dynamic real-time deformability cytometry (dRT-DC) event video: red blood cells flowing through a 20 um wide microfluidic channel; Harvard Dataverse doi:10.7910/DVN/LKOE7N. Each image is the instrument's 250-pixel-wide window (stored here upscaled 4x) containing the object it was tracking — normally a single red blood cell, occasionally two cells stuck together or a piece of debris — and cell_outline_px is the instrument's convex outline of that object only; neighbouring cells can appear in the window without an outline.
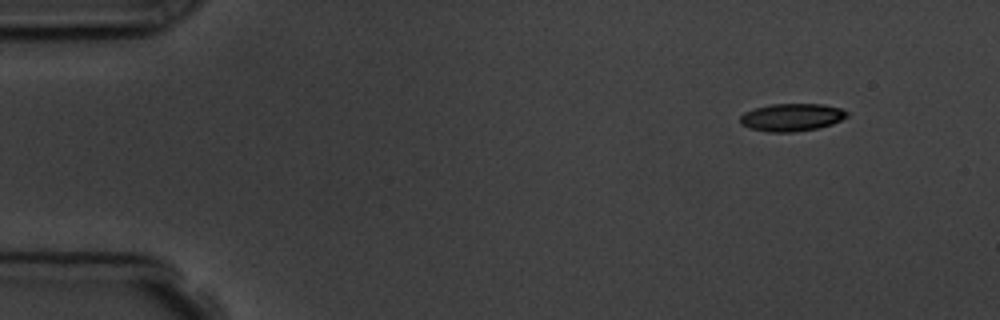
{"species": "common noctule bat (a hibernating species)", "species_latin": "Nyctalus noctula", "temperature_condition": "room temperature", "stored_images_in_passage": 4, "camera_frame_rate_fps": 3000, "um_per_image_px": 0.085, "animal": {"sex": "male", "body_mass_g": 19.5, "forearm_length_mm": 54.6}, "frame": {"image": 1, "passage_image": 1, "time_ms": 0.0, "image_size_px": [1000, 320], "cell_outline_px": [[848, 116], [832, 124], [816, 128], [792, 132], [768, 132], [752, 128], [740, 124], [740, 116], [744, 112], [752, 108], [772, 104], [824, 104], [840, 108], [848, 112]], "centroid_in_image_um": [67.28, 9.96], "position_along_channel_um": 17.7, "area_um2": 17.17}}
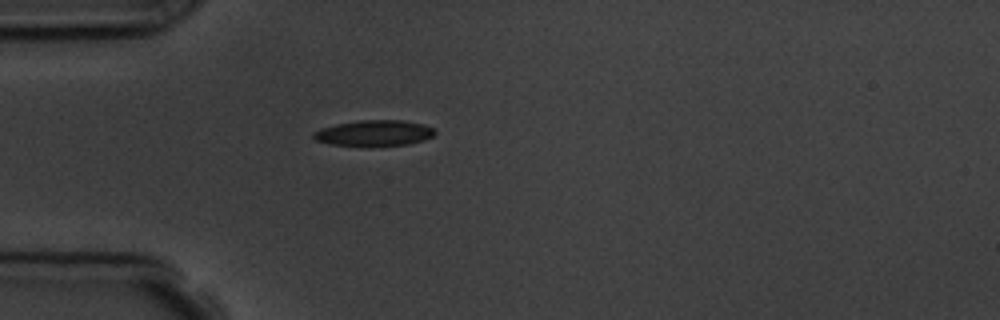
{"frame": {"image": 2, "passage_image": 4, "time_ms": 3.333, "image_size_px": [1000, 320], "cell_outline_px": [[436, 132], [432, 136], [424, 140], [408, 144], [372, 148], [332, 144], [316, 140], [312, 136], [312, 132], [320, 128], [336, 124], [356, 120], [404, 120], [424, 124], [432, 128]], "centroid_in_image_um": [31.78, 11.33], "position_along_channel_um": 53.2, "area_um2": 18.84}}